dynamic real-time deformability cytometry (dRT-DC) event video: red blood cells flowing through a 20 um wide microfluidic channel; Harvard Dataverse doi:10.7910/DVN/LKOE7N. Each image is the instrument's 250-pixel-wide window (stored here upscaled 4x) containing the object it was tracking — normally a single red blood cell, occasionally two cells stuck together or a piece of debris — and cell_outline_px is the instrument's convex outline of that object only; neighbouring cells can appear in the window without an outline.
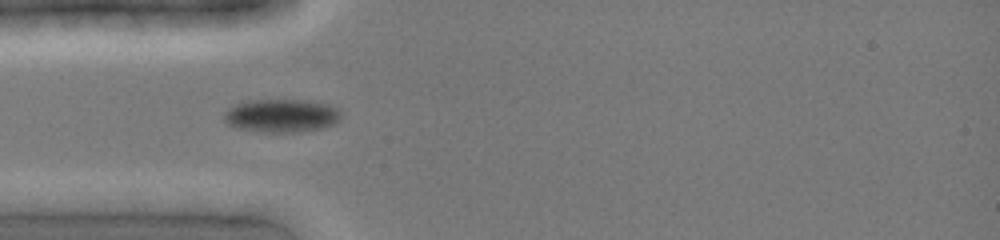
{"species": "common noctule bat (a hibernating species)", "species_latin": "Nyctalus noctula", "temperature_condition": "cold", "stored_images_in_passage": 3, "camera_frame_rate_fps": 3000, "um_per_image_px": 0.085, "animal": {"sex": "female", "body_mass_g": 19.0, "forearm_length_mm": 51.5}, "frame": {"image": 1, "passage_image": 1, "time_ms": 0.0, "image_size_px": [1000, 240], "cell_outline_px": [[340, 120], [336, 124], [320, 128], [292, 132], [268, 132], [240, 128], [228, 124], [224, 120], [224, 112], [228, 108], [236, 104], [248, 100], [308, 100], [328, 104], [336, 108], [340, 112]], "centroid_in_image_um": [23.93, 9.82], "position_along_channel_um": 61.1, "area_um2": 22.48}}